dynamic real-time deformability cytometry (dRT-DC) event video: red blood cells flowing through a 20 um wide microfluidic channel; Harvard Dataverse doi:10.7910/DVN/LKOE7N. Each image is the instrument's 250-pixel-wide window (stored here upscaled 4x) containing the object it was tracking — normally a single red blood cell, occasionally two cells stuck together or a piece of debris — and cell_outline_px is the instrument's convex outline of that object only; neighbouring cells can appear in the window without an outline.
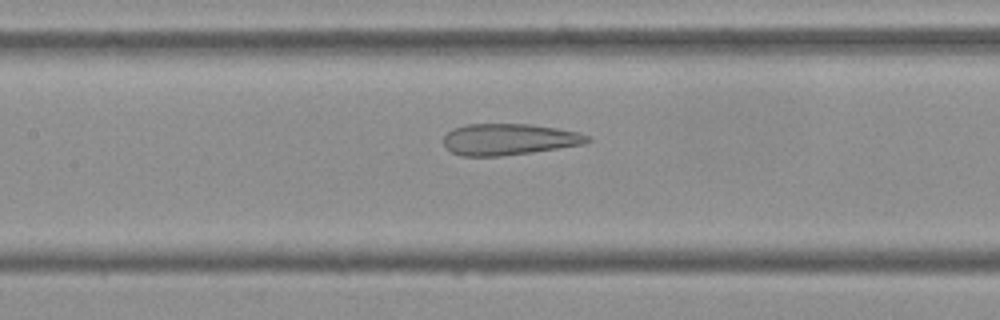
{"species": "Egyptian fruit bat (a non-hibernating species)", "species_latin": "Rousettus aegyptiacus", "temperature_condition": "cold", "stored_images_in_passage": 53, "camera_frame_rate_fps": 3000, "um_per_image_px": 0.085, "frame": {"image": 1, "passage_image": 24, "time_ms": 7.667, "image_size_px": [1000, 320], "cell_outline_px": [[592, 140], [584, 144], [532, 152], [500, 156], [460, 156], [452, 152], [444, 144], [444, 136], [452, 128], [464, 124], [532, 124], [556, 128], [576, 132], [592, 136]], "centroid_in_image_um": [43.26, 11.84], "position_along_channel_um": 164.1, "area_um2": 26.36}}
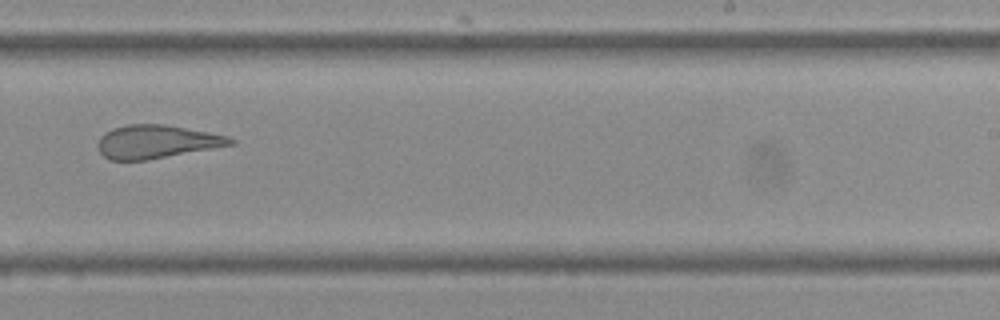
{"frame": {"image": 2, "passage_image": 33, "time_ms": 10.667, "image_size_px": [1000, 320], "cell_outline_px": [[236, 144], [148, 160], [108, 160], [100, 152], [100, 136], [104, 132], [112, 128], [128, 124], [164, 124], [208, 132], [228, 136], [236, 140]], "centroid_in_image_um": [13.33, 12.04], "position_along_channel_um": 275.7, "area_um2": 25.66}}
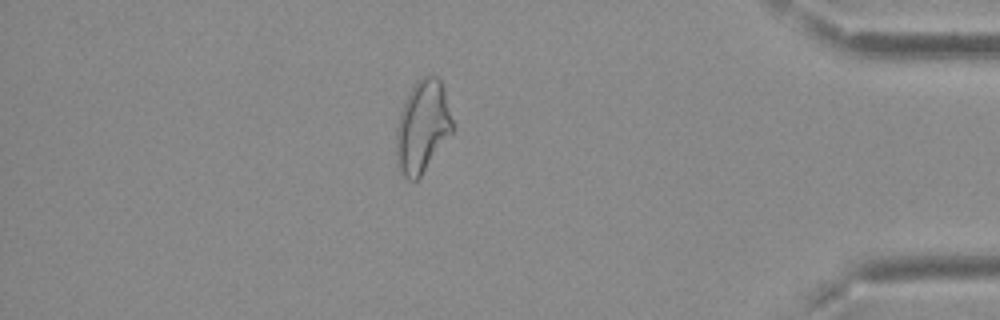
{"frame": {"image": 3, "passage_image": 46, "time_ms": 15.0, "image_size_px": [1000, 320], "cell_outline_px": [[452, 132], [420, 176], [416, 180], [408, 180], [400, 172], [396, 164], [396, 128], [400, 112], [404, 100], [416, 80], [428, 72], [436, 76], [440, 80], [444, 88], [452, 120]], "centroid_in_image_um": [35.88, 10.72], "position_along_channel_um": 399.3, "area_um2": 30.29}, "authors_computed_cell_mechanics": {"area_um2": 29.5936, "velocity_mm_per_s": 3.7313, "shape_relaxation_time_tau1_ms": null, "shape_relaxation_time_tau2_ms": 1.9477, "deformation_change_tau1": null, "deformation_change_tau2": 0.1329}}